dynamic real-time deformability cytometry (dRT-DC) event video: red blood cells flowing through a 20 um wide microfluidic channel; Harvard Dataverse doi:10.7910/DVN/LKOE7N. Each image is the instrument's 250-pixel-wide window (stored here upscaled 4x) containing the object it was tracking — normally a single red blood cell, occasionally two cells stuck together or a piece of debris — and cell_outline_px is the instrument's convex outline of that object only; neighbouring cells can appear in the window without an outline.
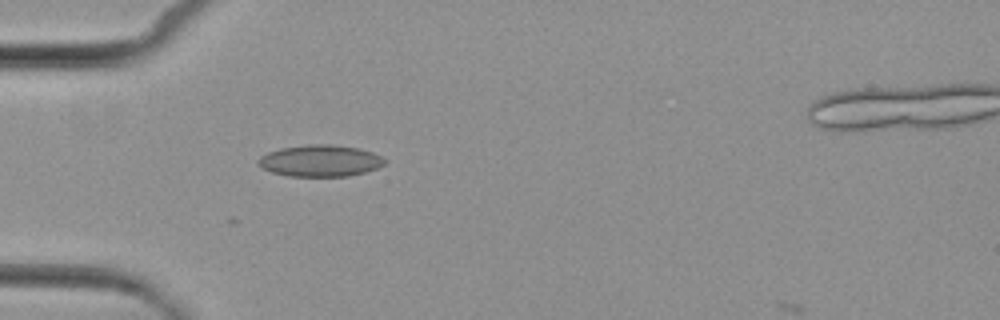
{"species": "common noctule bat (a hibernating species)", "species_latin": "Nyctalus noctula", "temperature_condition": "cold", "stored_images_in_passage": 6, "camera_frame_rate_fps": 3000, "um_per_image_px": 0.085, "animal": {"sex": "female", "body_mass_g": 29.2, "forearm_length_mm": 56.3}, "frame": {"image": 1, "passage_image": 5, "time_ms": 4.667, "image_size_px": [1000, 320], "cell_outline_px": [[384, 164], [376, 168], [364, 172], [348, 176], [288, 176], [272, 172], [256, 164], [256, 160], [260, 156], [268, 152], [280, 148], [308, 144], [332, 144], [360, 148], [372, 152], [380, 156], [384, 160]], "centroid_in_image_um": [27.17, 13.65], "position_along_channel_um": 57.8, "area_um2": 23.29}}